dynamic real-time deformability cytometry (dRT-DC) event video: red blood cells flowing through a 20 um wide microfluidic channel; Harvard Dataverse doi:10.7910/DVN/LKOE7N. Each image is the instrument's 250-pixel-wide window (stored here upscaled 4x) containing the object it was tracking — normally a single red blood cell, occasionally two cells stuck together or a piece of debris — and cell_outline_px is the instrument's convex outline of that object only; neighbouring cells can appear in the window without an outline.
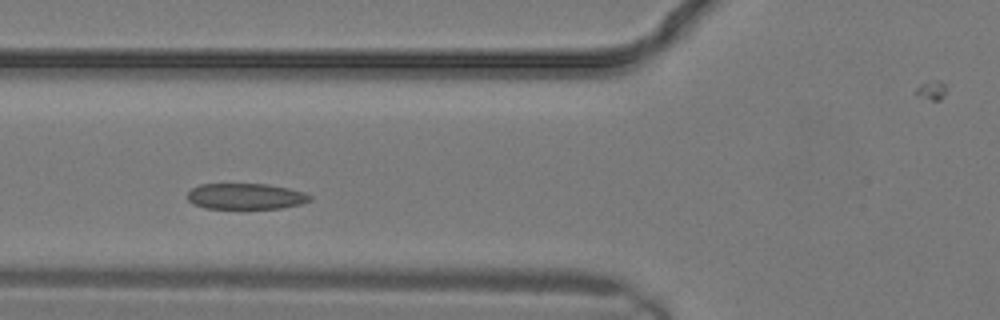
{"species": "common noctule bat (a hibernating species)", "species_latin": "Nyctalus noctula", "temperature_condition": "warm", "stored_images_in_passage": 9, "camera_frame_rate_fps": 3000, "um_per_image_px": 0.085, "animal": {"sex": "male", "body_mass_g": 19.2, "forearm_length_mm": 51.8}, "frame": {"image": 1, "passage_image": 6, "time_ms": 1.667, "image_size_px": [1000, 320], "cell_outline_px": [[312, 200], [300, 204], [280, 208], [204, 208], [188, 200], [188, 192], [192, 188], [200, 184], [268, 184], [288, 188], [304, 192], [312, 196]], "centroid_in_image_um": [20.91, 16.68], "position_along_channel_um": 104.9, "area_um2": 18.38}}
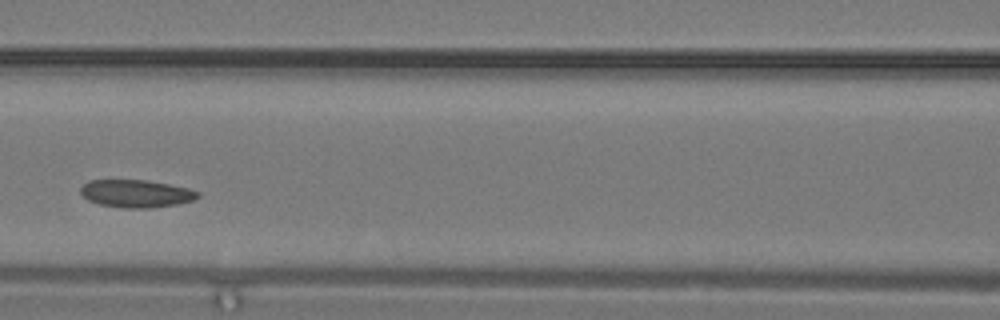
{"frame": {"image": 2, "passage_image": 8, "time_ms": 2.333, "image_size_px": [1000, 320], "cell_outline_px": [[200, 196], [192, 200], [180, 204], [148, 208], [124, 208], [100, 204], [88, 200], [80, 192], [80, 188], [88, 180], [144, 180], [168, 184], [188, 188], [200, 192]], "centroid_in_image_um": [11.58, 16.45], "position_along_channel_um": 155.0, "area_um2": 18.84}}